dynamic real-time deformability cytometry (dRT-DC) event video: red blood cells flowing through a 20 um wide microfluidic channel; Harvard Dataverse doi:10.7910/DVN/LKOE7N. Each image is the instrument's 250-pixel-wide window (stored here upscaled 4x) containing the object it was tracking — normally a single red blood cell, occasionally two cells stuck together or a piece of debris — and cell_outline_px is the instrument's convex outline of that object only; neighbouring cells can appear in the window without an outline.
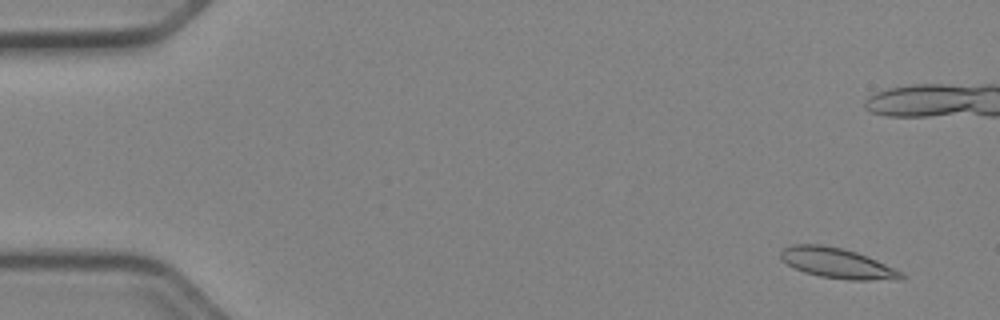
{"species": "Egyptian fruit bat (a non-hibernating species)", "species_latin": "Rousettus aegyptiacus", "temperature_condition": "cold", "stored_images_in_passage": 53, "camera_frame_rate_fps": 3000, "um_per_image_px": 0.085, "animal": {"sex": "female"}, "frame": {"image": 1, "passage_image": 4, "time_ms": 1.0, "image_size_px": [1000, 320], "cell_outline_px": [[908, 276], [904, 280], [848, 280], [820, 276], [804, 272], [788, 264], [780, 256], [780, 252], [784, 248], [792, 244], [824, 244], [844, 248], [856, 252], [876, 260], [904, 272]], "centroid_in_image_um": [71.24, 22.38], "position_along_channel_um": 13.8, "area_um2": 21.44}}
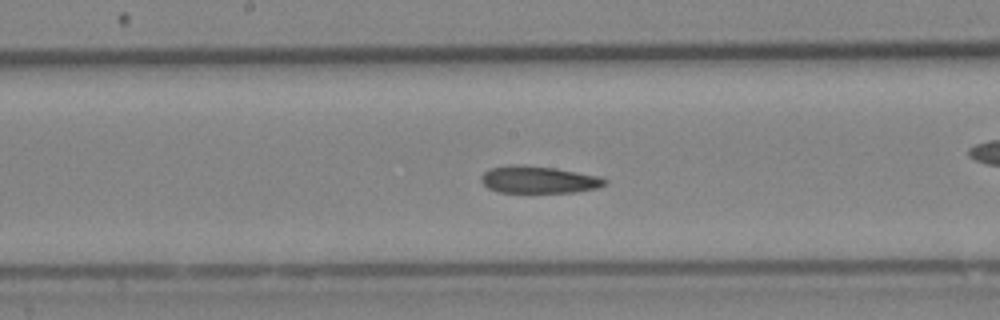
{"frame": {"image": 2, "passage_image": 28, "time_ms": 9.0, "image_size_px": [1000, 320], "cell_outline_px": [[608, 184], [596, 188], [576, 192], [496, 192], [488, 188], [480, 180], [480, 176], [484, 172], [492, 168], [512, 164], [556, 168], [600, 176], [608, 180]], "centroid_in_image_um": [45.8, 15.27], "position_along_channel_um": 202.4, "area_um2": 19.59}}
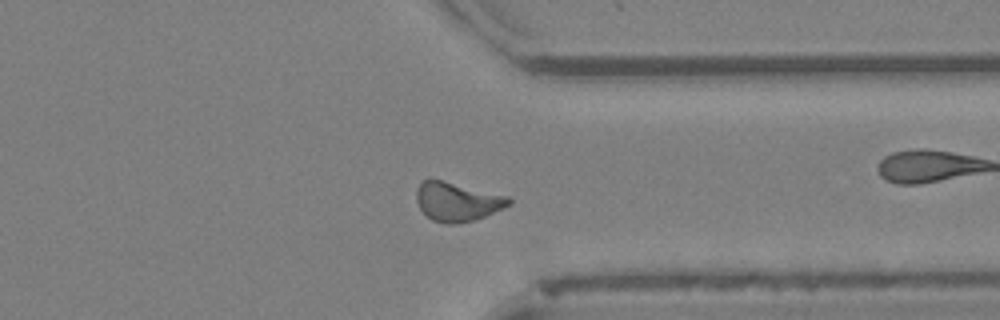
{"frame": {"image": 3, "passage_image": 41, "time_ms": 13.333, "image_size_px": [1000, 320], "cell_outline_px": [[512, 204], [504, 208], [484, 216], [472, 220], [456, 224], [444, 224], [432, 220], [420, 208], [416, 200], [416, 188], [424, 180], [440, 180], [508, 196], [512, 200]], "centroid_in_image_um": [38.87, 17.16], "position_along_channel_um": 372.5, "area_um2": 20.69}, "authors_computed_cell_mechanics": {"area_um2": 20.3456, "velocity_mm_per_s": 3.933, "shape_relaxation_time_tau1_ms": 8.3611, "shape_relaxation_time_tau2_ms": 3.3457, "deformation_change_tau1": 0.174, "deformation_change_tau2": 0.1063}}